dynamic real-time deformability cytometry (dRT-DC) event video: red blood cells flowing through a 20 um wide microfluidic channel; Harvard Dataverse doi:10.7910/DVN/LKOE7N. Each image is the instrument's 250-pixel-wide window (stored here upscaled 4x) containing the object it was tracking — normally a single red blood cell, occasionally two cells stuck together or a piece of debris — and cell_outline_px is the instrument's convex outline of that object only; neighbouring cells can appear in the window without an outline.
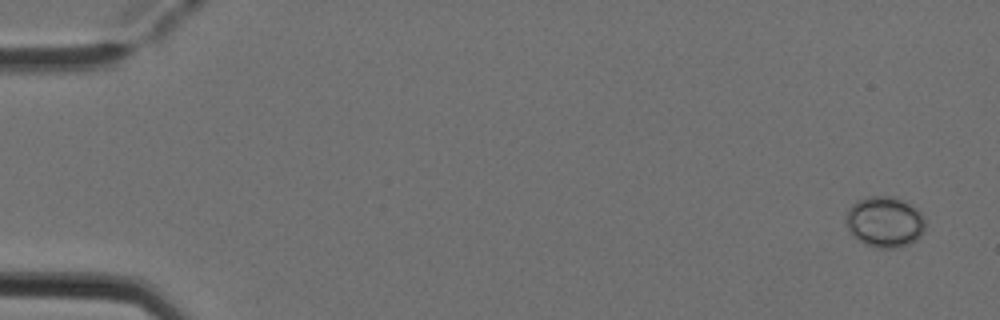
{"species": "Egyptian fruit bat (a non-hibernating species)", "species_latin": "Rousettus aegyptiacus", "temperature_condition": "cold", "stored_images_in_passage": 5, "camera_frame_rate_fps": 3000, "um_per_image_px": 0.085, "animal": {"sex": "female"}, "frame": {"image": 1, "passage_image": 1, "time_ms": 0.0, "image_size_px": [1000, 320], "cell_outline_px": [[924, 232], [916, 240], [908, 244], [896, 248], [876, 248], [864, 244], [852, 236], [844, 224], [844, 216], [848, 208], [856, 200], [868, 196], [896, 196], [916, 208], [920, 212], [924, 220]], "centroid_in_image_um": [75.14, 18.86], "position_along_channel_um": 9.9, "area_um2": 23.99}}
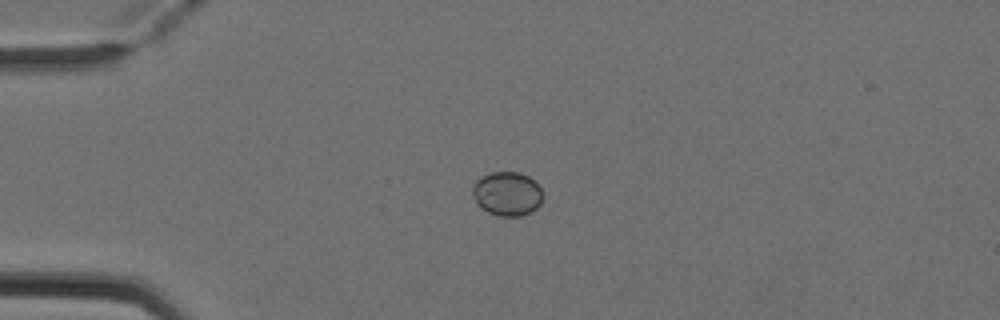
{"frame": {"image": 2, "passage_image": 4, "time_ms": 1.0, "image_size_px": [1000, 320], "cell_outline_px": [[544, 196], [540, 204], [532, 212], [520, 216], [500, 216], [488, 212], [480, 208], [476, 204], [472, 196], [472, 188], [476, 180], [492, 172], [520, 172], [528, 176], [540, 188]], "centroid_in_image_um": [43.1, 16.48], "position_along_channel_um": 41.9, "area_um2": 18.15}}